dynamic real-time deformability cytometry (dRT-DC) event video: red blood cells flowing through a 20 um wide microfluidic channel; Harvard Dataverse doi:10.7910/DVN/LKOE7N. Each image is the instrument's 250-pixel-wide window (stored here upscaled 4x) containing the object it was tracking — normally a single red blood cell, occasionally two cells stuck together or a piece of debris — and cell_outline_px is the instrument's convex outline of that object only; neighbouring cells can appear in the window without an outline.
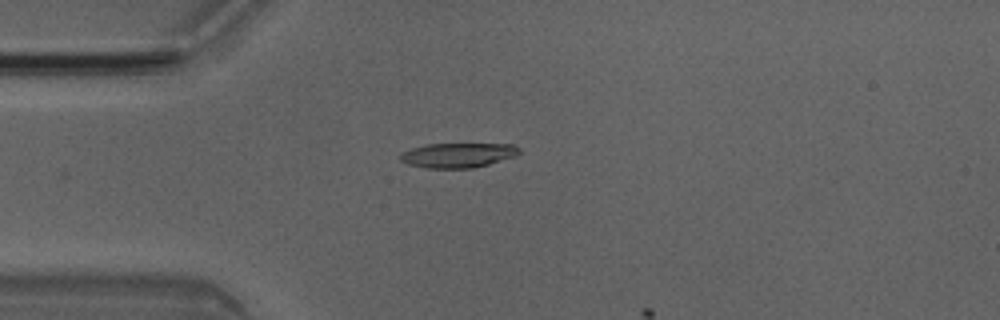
{"species": "Egyptian fruit bat (a non-hibernating species)", "species_latin": "Rousettus aegyptiacus", "temperature_condition": "room temperature", "stored_images_in_passage": 4, "camera_frame_rate_fps": 3000, "um_per_image_px": 0.085, "animal": {"sex": "male"}, "frame": {"image": 1, "passage_image": 3, "time_ms": 0.667, "image_size_px": [1000, 320], "cell_outline_px": [[520, 152], [516, 156], [488, 164], [472, 168], [428, 168], [408, 164], [400, 160], [400, 152], [412, 148], [428, 144], [516, 144], [520, 148]], "centroid_in_image_um": [38.94, 13.18], "position_along_channel_um": 46.1, "area_um2": 17.11}}